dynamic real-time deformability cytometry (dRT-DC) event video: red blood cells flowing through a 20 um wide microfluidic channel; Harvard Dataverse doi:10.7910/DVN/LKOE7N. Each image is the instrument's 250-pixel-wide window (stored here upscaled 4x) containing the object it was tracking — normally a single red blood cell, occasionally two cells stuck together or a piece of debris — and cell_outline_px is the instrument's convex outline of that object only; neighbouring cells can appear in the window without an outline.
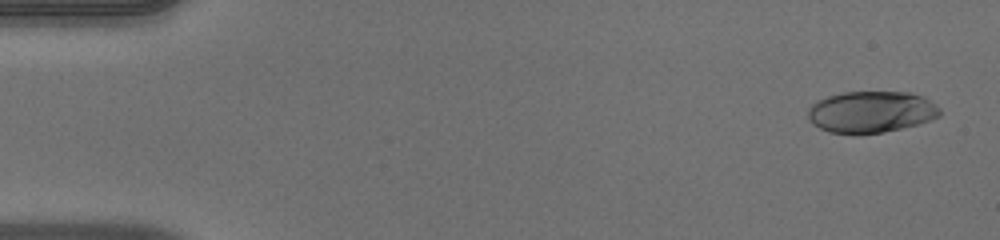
{"species": "human", "species_latin": "Homo sapiens", "temperature_condition": "warm", "stored_images_in_passage": 51, "camera_frame_rate_fps": 3000, "um_per_image_px": 0.085, "donor": {"sex": "male"}, "frame": {"image": 1, "passage_image": 2, "time_ms": 0.333, "image_size_px": [1000, 240], "cell_outline_px": [[940, 116], [916, 124], [884, 132], [856, 136], [852, 136], [828, 132], [812, 124], [808, 120], [808, 108], [816, 100], [828, 96], [844, 92], [908, 92], [924, 96], [936, 104], [940, 108]], "centroid_in_image_um": [74.0, 9.53], "position_along_channel_um": 11.0, "area_um2": 32.48}}
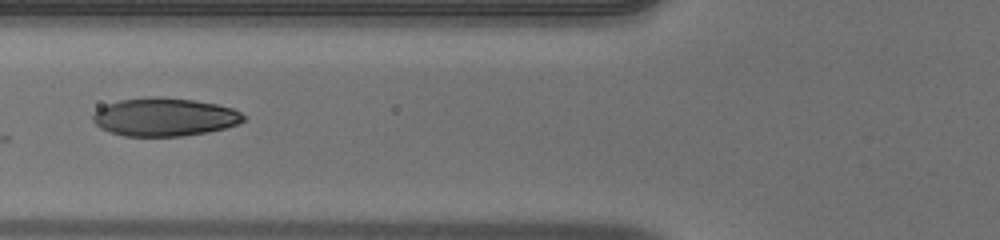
{"frame": {"image": 2, "passage_image": 20, "time_ms": 6.333, "image_size_px": [1000, 240], "cell_outline_px": [[248, 116], [244, 120], [236, 124], [224, 128], [208, 132], [184, 136], [124, 136], [108, 132], [100, 128], [92, 120], [92, 116], [100, 108], [108, 104], [120, 100], [152, 96], [164, 96], [192, 100], [216, 104], [232, 108]], "centroid_in_image_um": [13.98, 9.95], "position_along_channel_um": 111.8, "area_um2": 33.64}}
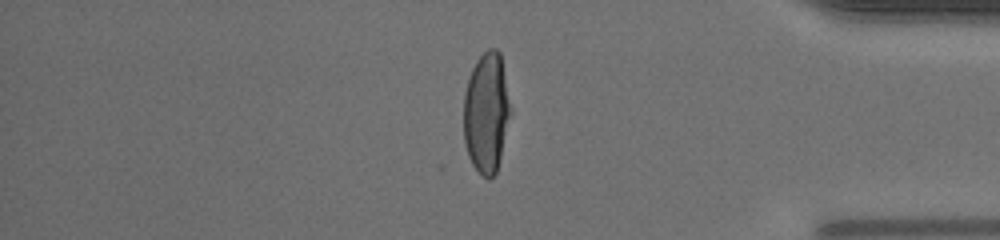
{"frame": {"image": 3, "passage_image": 43, "time_ms": 14.0, "image_size_px": [1000, 240], "cell_outline_px": [[512, 112], [496, 172], [488, 180], [472, 164], [468, 156], [464, 140], [464, 92], [472, 68], [476, 60], [488, 48], [496, 48], [500, 52]], "centroid_in_image_um": [41.35, 9.55], "position_along_channel_um": 393.8, "area_um2": 32.89}, "authors_computed_cell_mechanics": {"area_um2": 32.8882, "velocity_mm_per_s": 4.0077, "shape_relaxation_time_tau1_ms": 5.7489, "shape_relaxation_time_tau2_ms": null, "deformation_change_tau1": 0.2817, "deformation_change_tau2": null}}